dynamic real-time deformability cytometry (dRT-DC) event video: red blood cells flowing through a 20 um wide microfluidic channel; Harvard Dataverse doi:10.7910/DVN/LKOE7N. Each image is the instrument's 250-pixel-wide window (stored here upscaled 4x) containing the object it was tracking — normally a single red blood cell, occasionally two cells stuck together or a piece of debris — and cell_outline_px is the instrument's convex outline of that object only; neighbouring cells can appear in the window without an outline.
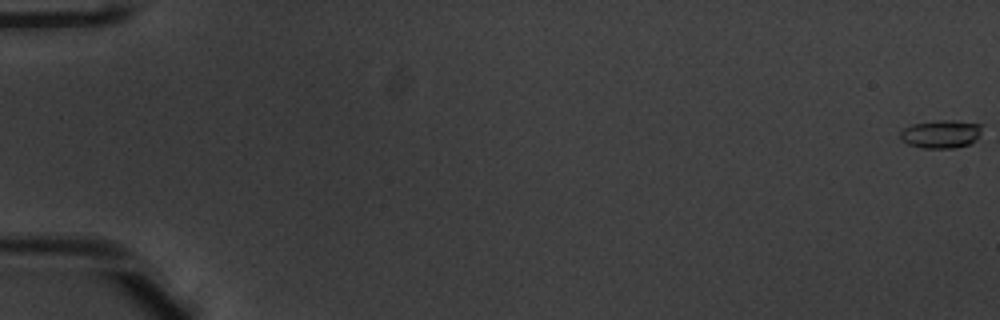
{"species": "common noctule bat (a hibernating species)", "species_latin": "Nyctalus noctula", "temperature_condition": "warm", "stored_images_in_passage": 50, "camera_frame_rate_fps": 3000, "um_per_image_px": 0.085, "animal": {"sex": "male", "body_mass_g": 20.1, "forearm_length_mm": 53.5}, "frame": {"image": 1, "passage_image": 1, "time_ms": 0.0, "image_size_px": [1000, 320], "cell_outline_px": [[984, 124], [976, 140], [972, 144], [952, 148], [924, 148], [908, 144], [900, 140], [900, 132], [904, 128], [912, 124], [936, 120], [952, 120]], "centroid_in_image_um": [80.0, 11.39], "position_along_channel_um": 5.0, "area_um2": 13.58}}
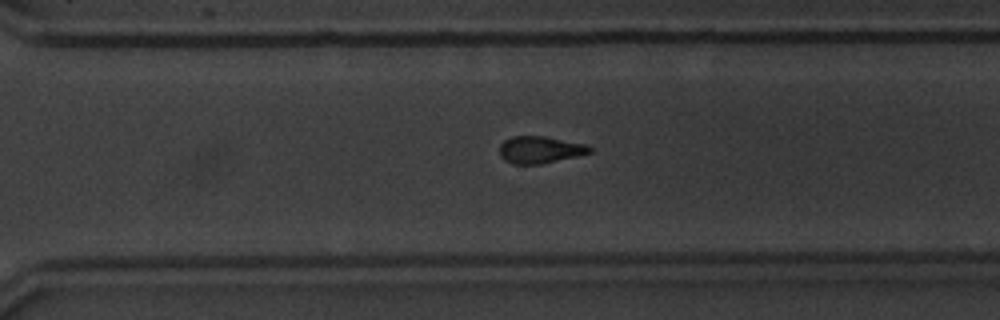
{"frame": {"image": 2, "passage_image": 39, "time_ms": 12.667, "image_size_px": [1000, 320], "cell_outline_px": [[592, 152], [576, 156], [540, 164], [512, 164], [504, 160], [500, 156], [500, 144], [504, 140], [512, 136], [544, 136], [588, 144], [592, 148]], "centroid_in_image_um": [45.9, 12.72], "position_along_channel_um": 324.7, "area_um2": 14.28}}
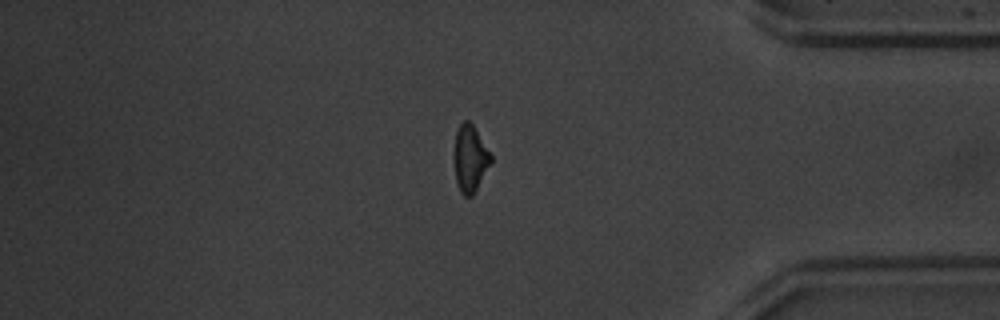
{"frame": {"image": 3, "passage_image": 46, "time_ms": 15.0, "image_size_px": [1000, 320], "cell_outline_px": [[492, 164], [472, 196], [464, 196], [460, 192], [456, 184], [452, 152], [456, 132], [460, 124], [464, 120], [468, 120], [472, 124], [492, 156]], "centroid_in_image_um": [39.93, 13.5], "position_along_channel_um": 395.3, "area_um2": 14.68}}